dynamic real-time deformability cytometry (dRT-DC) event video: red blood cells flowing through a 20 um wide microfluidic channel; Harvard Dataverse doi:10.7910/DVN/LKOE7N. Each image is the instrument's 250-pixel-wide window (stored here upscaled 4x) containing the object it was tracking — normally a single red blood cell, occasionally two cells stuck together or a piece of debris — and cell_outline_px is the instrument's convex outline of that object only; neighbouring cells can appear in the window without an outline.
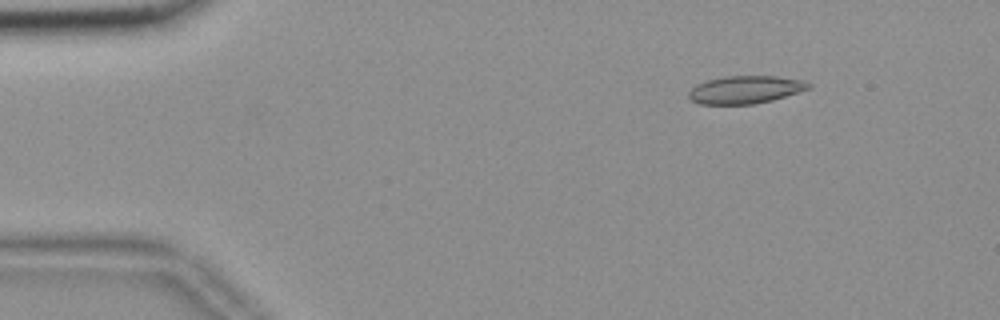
{"species": "common noctule bat (a hibernating species)", "species_latin": "Nyctalus noctula", "temperature_condition": "room temperature", "stored_images_in_passage": 50, "camera_frame_rate_fps": 3000, "um_per_image_px": 0.085, "animal": {"sex": "female", "body_mass_g": 18.4}, "frame": {"image": 1, "passage_image": 2, "time_ms": 0.333, "image_size_px": [1000, 320], "cell_outline_px": [[812, 88], [772, 100], [756, 104], [700, 104], [692, 100], [688, 96], [688, 92], [696, 84], [708, 80], [724, 76], [776, 76], [800, 80], [812, 84]], "centroid_in_image_um": [63.36, 7.62], "position_along_channel_um": 21.6, "area_um2": 19.36}}
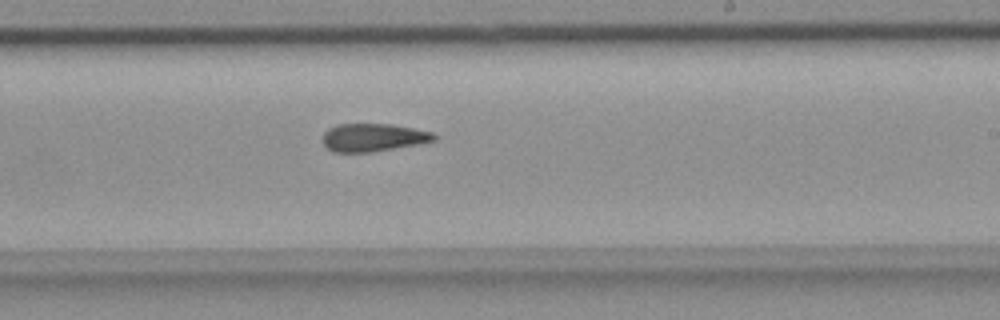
{"frame": {"image": 2, "passage_image": 28, "time_ms": 9.0, "image_size_px": [1000, 320], "cell_outline_px": [[436, 140], [420, 144], [368, 152], [332, 152], [320, 140], [324, 132], [328, 128], [336, 124], [392, 124], [432, 132], [436, 136]], "centroid_in_image_um": [31.68, 11.68], "position_along_channel_um": 257.3, "area_um2": 18.21}}
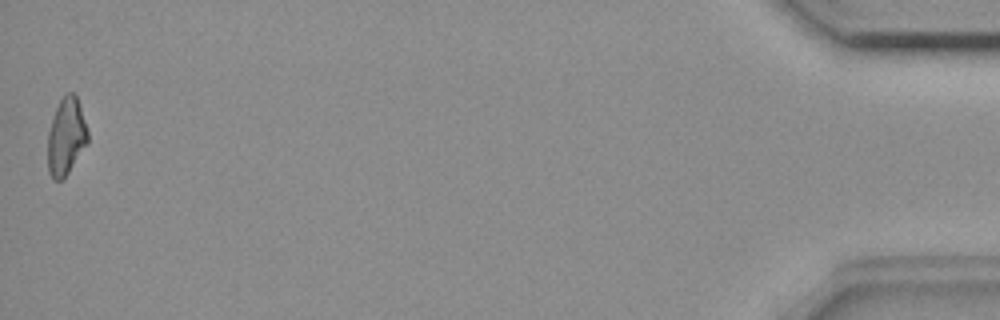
{"frame": {"image": 3, "passage_image": 50, "time_ms": 16.333, "image_size_px": [1000, 320], "cell_outline_px": [[88, 140], [68, 172], [60, 180], [52, 180], [48, 172], [48, 132], [56, 108], [60, 100], [68, 92], [72, 92], [76, 96], [80, 104], [88, 132]], "centroid_in_image_um": [5.61, 11.59], "position_along_channel_um": 429.6, "area_um2": 17.63}, "authors_computed_cell_mechanics": {"area_um2": 18.8717, "velocity_mm_per_s": 3.6565, "shape_relaxation_time_tau1_ms": null, "shape_relaxation_time_tau2_ms": 5.9481, "deformation_change_tau1": null, "deformation_change_tau2": 0.149}}